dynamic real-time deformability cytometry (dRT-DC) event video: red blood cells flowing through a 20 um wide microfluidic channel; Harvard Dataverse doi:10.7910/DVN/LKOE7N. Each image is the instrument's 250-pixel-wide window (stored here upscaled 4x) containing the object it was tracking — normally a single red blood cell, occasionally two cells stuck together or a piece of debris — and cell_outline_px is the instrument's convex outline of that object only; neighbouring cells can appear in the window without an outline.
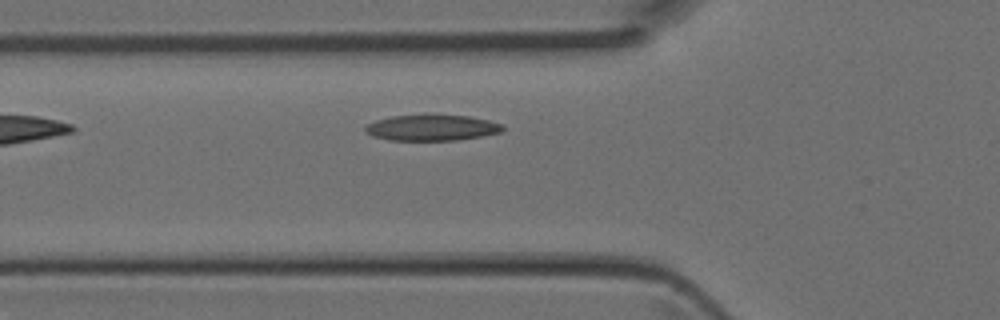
{"species": "Egyptian fruit bat (a non-hibernating species)", "species_latin": "Rousettus aegyptiacus", "temperature_condition": "room temperature", "stored_images_in_passage": 3, "camera_frame_rate_fps": 3000, "um_per_image_px": 0.085, "animal": {"sex": "female"}, "frame": {"image": 1, "passage_image": 3, "time_ms": 0.667, "image_size_px": [1000, 320], "cell_outline_px": [[504, 128], [500, 132], [480, 136], [456, 140], [388, 140], [372, 136], [364, 132], [364, 128], [368, 124], [376, 120], [392, 116], [432, 112], [468, 116], [488, 120], [504, 124]], "centroid_in_image_um": [36.68, 10.81], "position_along_channel_um": 89.1, "area_um2": 21.44}}